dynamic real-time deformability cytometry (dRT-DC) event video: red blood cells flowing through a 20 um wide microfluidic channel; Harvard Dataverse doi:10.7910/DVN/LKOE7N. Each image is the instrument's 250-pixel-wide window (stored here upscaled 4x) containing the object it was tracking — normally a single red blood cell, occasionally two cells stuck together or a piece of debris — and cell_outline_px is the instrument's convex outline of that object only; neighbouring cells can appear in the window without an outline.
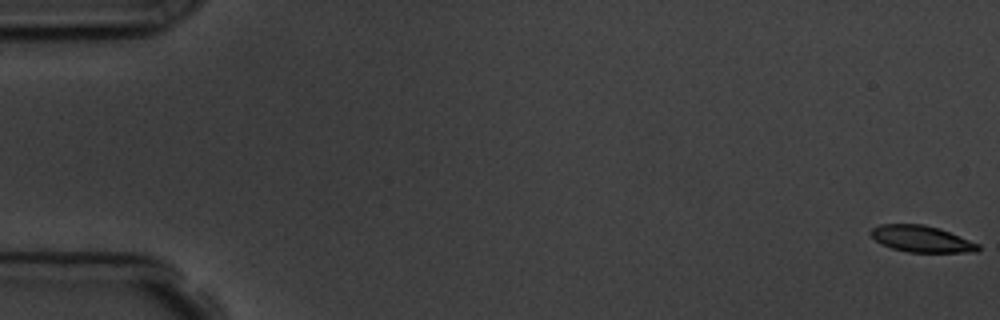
{"species": "common noctule bat (a hibernating species)", "species_latin": "Nyctalus noctula", "temperature_condition": "room temperature", "stored_images_in_passage": 15, "camera_frame_rate_fps": 3000, "um_per_image_px": 0.085, "animal": {"sex": "male", "body_mass_g": 19.5, "forearm_length_mm": 54.6}, "frame": {"image": 1, "passage_image": 1, "time_ms": 0.0, "image_size_px": [1000, 320], "cell_outline_px": [[980, 248], [976, 252], [908, 252], [892, 248], [880, 244], [868, 232], [872, 228], [880, 224], [924, 224], [940, 228], [980, 244]], "centroid_in_image_um": [78.32, 20.3], "position_along_channel_um": 6.7, "area_um2": 16.65}}
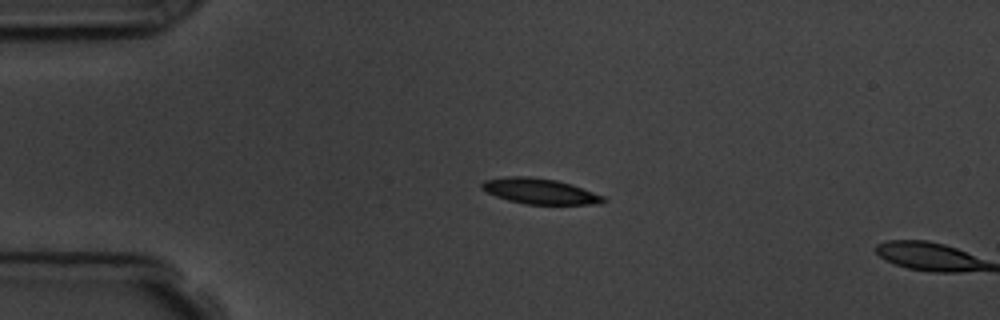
{"frame": {"image": 2, "passage_image": 14, "time_ms": 4.333, "image_size_px": [1000, 320], "cell_outline_px": [[608, 200], [600, 204], [528, 204], [508, 200], [496, 196], [480, 188], [480, 184], [484, 180], [504, 176], [528, 176], [556, 180], [572, 184], [604, 196]], "centroid_in_image_um": [45.88, 16.24], "position_along_channel_um": 39.1, "area_um2": 18.15}}